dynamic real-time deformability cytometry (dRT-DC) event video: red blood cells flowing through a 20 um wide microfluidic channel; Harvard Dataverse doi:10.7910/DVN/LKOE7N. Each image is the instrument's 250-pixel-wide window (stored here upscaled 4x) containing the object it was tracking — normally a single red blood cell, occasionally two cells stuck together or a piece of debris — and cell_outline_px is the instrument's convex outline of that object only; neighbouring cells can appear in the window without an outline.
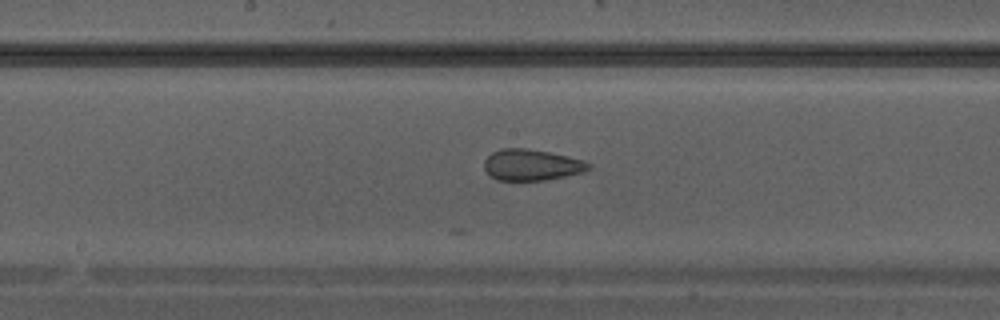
{"species": "Egyptian fruit bat (a non-hibernating species)", "species_latin": "Rousettus aegyptiacus", "temperature_condition": "warm", "stored_images_in_passage": 25, "camera_frame_rate_fps": 3000, "um_per_image_px": 0.085, "animal": {"sex": "male"}, "frame": {"image": 1, "passage_image": 8, "time_ms": 2.333, "image_size_px": [1000, 320], "cell_outline_px": [[592, 168], [584, 172], [544, 180], [496, 180], [484, 168], [484, 160], [492, 152], [500, 148], [524, 148], [548, 152], [568, 156], [584, 160], [592, 164]], "centroid_in_image_um": [45.21, 14.01], "position_along_channel_um": 203.0, "area_um2": 18.96}}
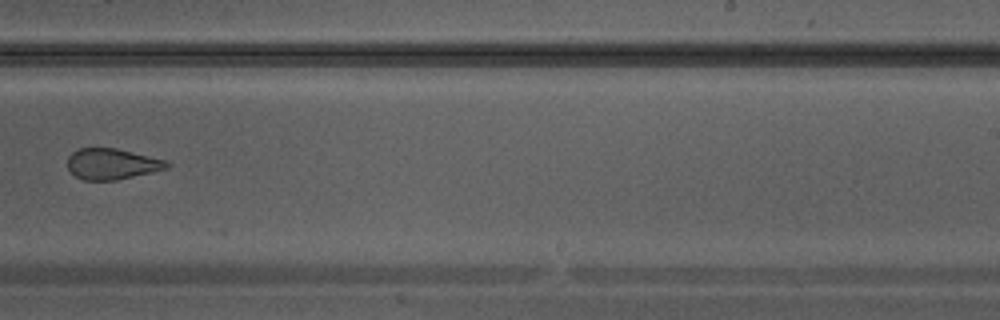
{"frame": {"image": 2, "passage_image": 12, "time_ms": 3.667, "image_size_px": [1000, 320], "cell_outline_px": [[172, 164], [168, 168], [152, 172], [116, 180], [84, 180], [76, 176], [68, 168], [68, 156], [72, 152], [80, 148], [116, 148], [164, 160]], "centroid_in_image_um": [9.51, 13.93], "position_along_channel_um": 279.5, "area_um2": 17.69}}